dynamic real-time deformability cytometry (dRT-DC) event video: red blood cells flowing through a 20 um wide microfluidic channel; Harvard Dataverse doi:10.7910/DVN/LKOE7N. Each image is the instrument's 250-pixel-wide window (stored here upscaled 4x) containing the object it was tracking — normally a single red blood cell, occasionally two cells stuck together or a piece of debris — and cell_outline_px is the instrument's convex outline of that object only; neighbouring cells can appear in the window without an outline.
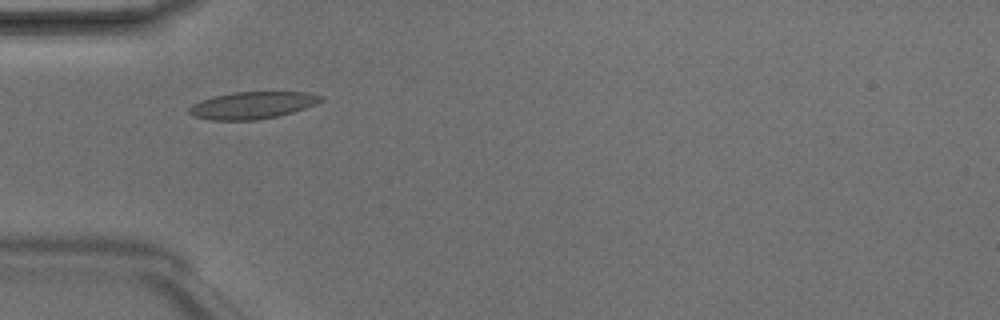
{"species": "Egyptian fruit bat (a non-hibernating species)", "species_latin": "Rousettus aegyptiacus", "temperature_condition": "room temperature", "stored_images_in_passage": 5, "camera_frame_rate_fps": 3000, "um_per_image_px": 0.085, "animal": {"sex": "male"}, "frame": {"image": 1, "passage_image": 3, "time_ms": 0.667, "image_size_px": [1000, 320], "cell_outline_px": [[324, 100], [316, 104], [292, 112], [276, 116], [256, 120], [208, 120], [192, 116], [188, 112], [188, 108], [192, 104], [200, 100], [216, 96], [236, 92], [304, 92], [324, 96]], "centroid_in_image_um": [21.43, 8.95], "position_along_channel_um": 63.6, "area_um2": 20.75}}